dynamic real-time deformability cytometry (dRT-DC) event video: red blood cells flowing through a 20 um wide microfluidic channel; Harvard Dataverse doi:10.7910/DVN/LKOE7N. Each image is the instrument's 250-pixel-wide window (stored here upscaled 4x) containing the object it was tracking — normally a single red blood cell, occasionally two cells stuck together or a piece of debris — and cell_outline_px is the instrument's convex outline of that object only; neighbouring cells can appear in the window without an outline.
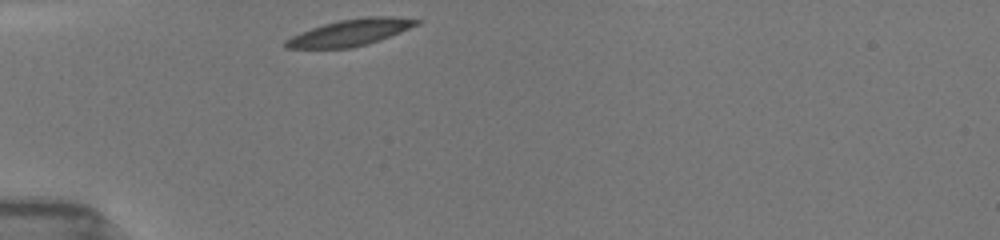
{"species": "common noctule bat (a hibernating species)", "species_latin": "Nyctalus noctula", "temperature_condition": "room temperature", "stored_images_in_passage": 10, "camera_frame_rate_fps": 3000, "um_per_image_px": 0.085, "animal": {"sex": "female", "body_mass_g": 19.5, "forearm_length_mm": 54.1}, "frame": {"image": 1, "passage_image": 1, "time_ms": 0.0, "image_size_px": [1000, 240], "cell_outline_px": [[424, 20], [420, 24], [380, 40], [368, 44], [352, 48], [284, 48], [284, 40], [300, 32], [324, 24], [340, 20], [364, 16], [392, 16]], "centroid_in_image_um": [29.81, 2.76], "position_along_channel_um": 55.2, "area_um2": 20.35}}
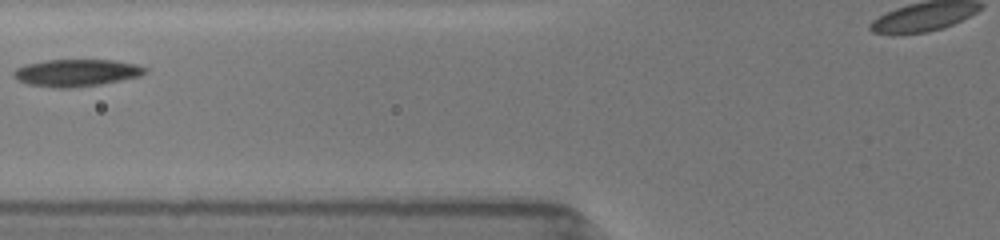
{"frame": {"image": 2, "passage_image": 4, "time_ms": 2.0, "image_size_px": [1000, 240], "cell_outline_px": [[148, 72], [140, 76], [100, 84], [72, 88], [56, 88], [28, 84], [12, 76], [12, 72], [16, 68], [28, 64], [48, 60], [112, 60], [136, 64], [148, 68]], "centroid_in_image_um": [6.52, 6.19], "position_along_channel_um": 119.3, "area_um2": 20.69}}
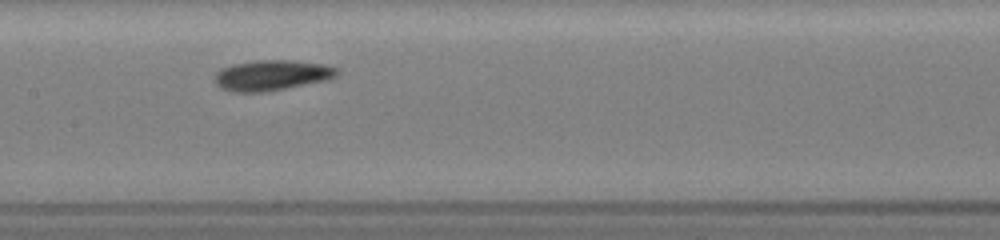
{"frame": {"image": 3, "passage_image": 6, "time_ms": 3.667, "image_size_px": [1000, 240], "cell_outline_px": [[340, 72], [336, 76], [328, 80], [268, 92], [232, 92], [220, 88], [212, 80], [216, 72], [220, 68], [232, 64], [256, 60], [292, 60], [328, 64], [336, 68]], "centroid_in_image_um": [23.09, 6.4], "position_along_channel_um": 184.3, "area_um2": 22.25}}